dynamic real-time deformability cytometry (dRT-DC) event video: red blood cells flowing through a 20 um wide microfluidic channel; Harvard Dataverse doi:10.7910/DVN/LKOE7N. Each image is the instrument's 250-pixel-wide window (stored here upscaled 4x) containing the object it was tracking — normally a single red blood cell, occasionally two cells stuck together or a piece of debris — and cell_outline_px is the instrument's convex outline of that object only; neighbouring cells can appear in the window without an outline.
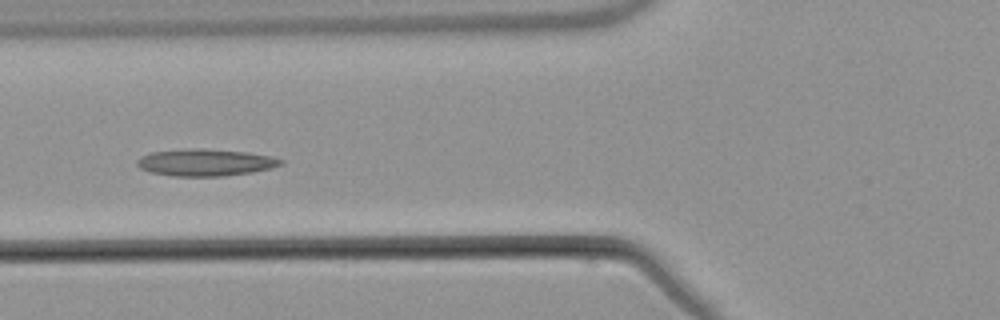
{"species": "common noctule bat (a hibernating species)", "species_latin": "Nyctalus noctula", "temperature_condition": "warm", "stored_images_in_passage": 7, "camera_frame_rate_fps": 3000, "um_per_image_px": 0.085, "animal": {"sex": "male", "body_mass_g": 21.5, "forearm_length_mm": 52.0}, "frame": {"image": 1, "passage_image": 7, "time_ms": 7.333, "image_size_px": [1000, 320], "cell_outline_px": [[284, 164], [272, 168], [252, 172], [224, 176], [172, 176], [152, 172], [140, 168], [136, 164], [136, 160], [140, 156], [152, 152], [192, 148], [200, 148], [248, 152], [272, 156], [284, 160]], "centroid_in_image_um": [17.49, 13.8], "position_along_channel_um": 108.3, "area_um2": 22.72}}